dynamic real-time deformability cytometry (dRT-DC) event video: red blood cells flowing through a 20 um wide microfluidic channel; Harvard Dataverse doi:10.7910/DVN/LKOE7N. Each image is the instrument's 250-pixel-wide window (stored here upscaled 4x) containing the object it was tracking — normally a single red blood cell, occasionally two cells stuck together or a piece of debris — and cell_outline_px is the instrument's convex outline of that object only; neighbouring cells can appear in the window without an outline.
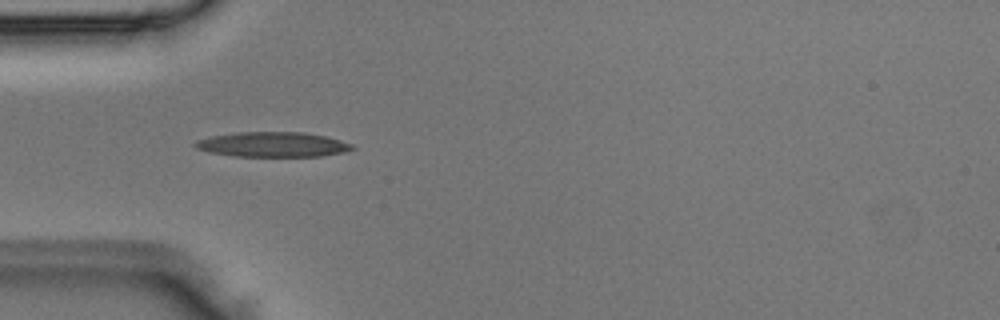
{"species": "Egyptian fruit bat (a non-hibernating species)", "species_latin": "Rousettus aegyptiacus", "temperature_condition": "room temperature", "stored_images_in_passage": 6, "camera_frame_rate_fps": 3000, "um_per_image_px": 0.085, "animal": {"sex": "male"}, "frame": {"image": 1, "passage_image": 6, "time_ms": 1.667, "image_size_px": [1000, 320], "cell_outline_px": [[356, 148], [344, 152], [324, 156], [236, 156], [208, 152], [196, 148], [192, 144], [196, 140], [212, 136], [236, 132], [304, 132], [328, 136], [352, 144]], "centroid_in_image_um": [23.19, 12.28], "position_along_channel_um": 61.8, "area_um2": 22.95}}